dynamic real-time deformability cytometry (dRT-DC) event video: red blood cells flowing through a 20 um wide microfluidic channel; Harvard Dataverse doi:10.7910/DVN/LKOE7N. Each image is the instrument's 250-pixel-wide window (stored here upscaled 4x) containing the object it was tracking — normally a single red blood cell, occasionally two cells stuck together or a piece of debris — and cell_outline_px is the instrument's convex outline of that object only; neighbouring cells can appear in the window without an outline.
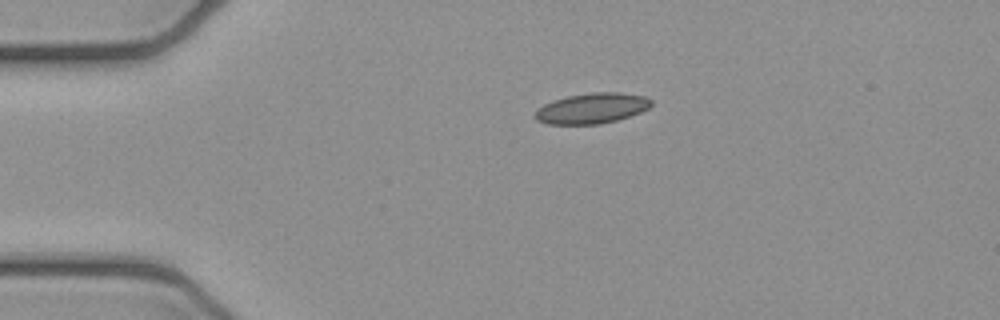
{"species": "common noctule bat (a hibernating species)", "species_latin": "Nyctalus noctula", "temperature_condition": "cold", "stored_images_in_passage": 2, "camera_frame_rate_fps": 3000, "um_per_image_px": 0.085, "animal": {"sex": "female", "body_mass_g": 21.9}, "frame": {"image": 1, "passage_image": 1, "time_ms": 0.0, "image_size_px": [1000, 320], "cell_outline_px": [[652, 104], [648, 108], [640, 112], [616, 120], [600, 124], [548, 124], [536, 120], [532, 116], [544, 104], [552, 100], [568, 96], [592, 92], [620, 92], [644, 96], [652, 100]], "centroid_in_image_um": [50.3, 9.2], "position_along_channel_um": 34.7, "area_um2": 20.58}}